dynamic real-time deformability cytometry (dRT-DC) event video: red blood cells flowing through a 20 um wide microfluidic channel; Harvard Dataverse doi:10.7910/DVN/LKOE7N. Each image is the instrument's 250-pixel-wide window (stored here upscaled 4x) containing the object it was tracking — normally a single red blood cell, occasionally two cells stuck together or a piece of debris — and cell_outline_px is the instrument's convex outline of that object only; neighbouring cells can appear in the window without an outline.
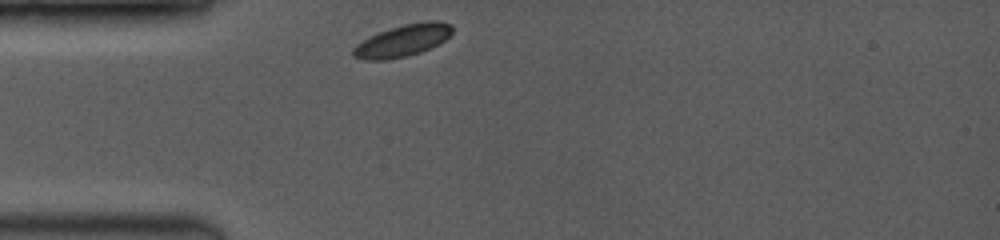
{"species": "common noctule bat (a hibernating species)", "species_latin": "Nyctalus noctula", "temperature_condition": "room temperature", "stored_images_in_passage": 9, "camera_frame_rate_fps": 3500, "um_per_image_px": 0.085, "animal": {"sex": "female", "body_mass_g": 19.0, "forearm_length_mm": 53.3}, "frame": {"image": 1, "passage_image": 1, "time_ms": 0.0, "image_size_px": [1000, 240], "cell_outline_px": [[452, 32], [440, 44], [420, 52], [408, 56], [384, 60], [364, 60], [352, 56], [352, 48], [356, 44], [368, 36], [404, 24], [428, 20], [436, 20], [452, 24]], "centroid_in_image_um": [34.22, 3.45], "position_along_channel_um": 50.8, "area_um2": 18.55}}
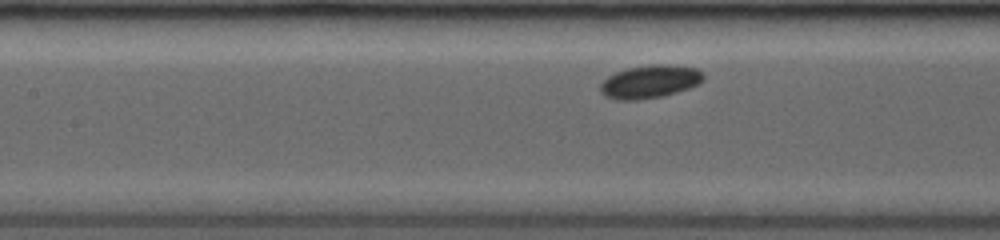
{"frame": {"image": 2, "passage_image": 6, "time_ms": 2.857, "image_size_px": [1000, 240], "cell_outline_px": [[704, 80], [688, 88], [676, 92], [660, 96], [640, 100], [616, 100], [604, 96], [600, 92], [600, 84], [608, 76], [616, 72], [628, 68], [648, 64], [668, 64], [696, 68], [704, 72]], "centroid_in_image_um": [55.22, 6.93], "position_along_channel_um": 152.2, "area_um2": 19.94}}
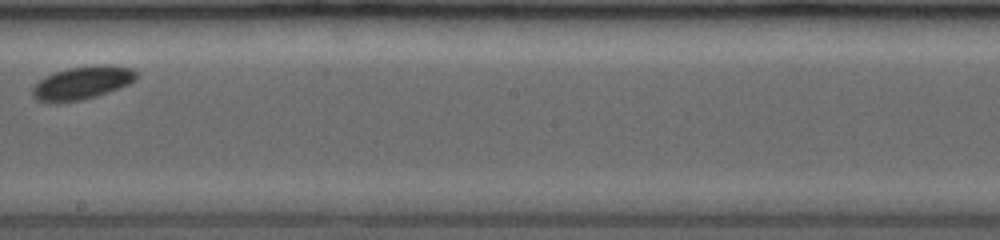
{"frame": {"image": 3, "passage_image": 9, "time_ms": 5.143, "image_size_px": [1000, 240], "cell_outline_px": [[136, 80], [120, 88], [96, 96], [80, 100], [36, 100], [32, 96], [32, 88], [44, 76], [52, 72], [68, 68], [92, 64], [116, 64], [132, 68], [136, 72]], "centroid_in_image_um": [7.05, 6.98], "position_along_channel_um": 241.2, "area_um2": 19.94}}